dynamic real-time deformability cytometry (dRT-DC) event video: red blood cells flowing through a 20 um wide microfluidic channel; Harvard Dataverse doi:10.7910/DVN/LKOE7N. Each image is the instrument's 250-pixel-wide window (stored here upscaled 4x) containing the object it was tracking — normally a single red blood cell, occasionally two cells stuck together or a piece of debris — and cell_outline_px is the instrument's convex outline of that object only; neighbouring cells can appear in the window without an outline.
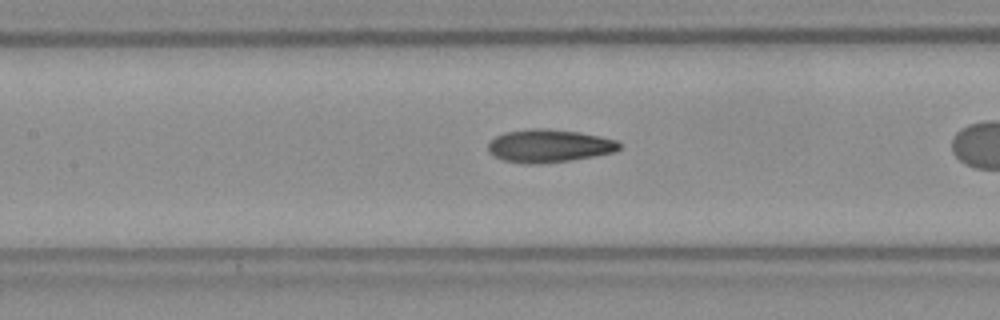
{"species": "Egyptian fruit bat (a non-hibernating species)", "species_latin": "Rousettus aegyptiacus", "temperature_condition": "room temperature", "stored_images_in_passage": 38, "camera_frame_rate_fps": 3000, "um_per_image_px": 0.085, "frame": {"image": 1, "passage_image": 21, "time_ms": 6.667, "image_size_px": [1000, 320], "cell_outline_px": [[620, 148], [616, 152], [568, 160], [540, 164], [524, 164], [504, 160], [496, 156], [488, 148], [488, 144], [496, 136], [504, 132], [532, 128], [548, 128], [576, 132], [600, 136], [616, 140], [620, 144]], "centroid_in_image_um": [46.68, 12.39], "position_along_channel_um": 160.7, "area_um2": 24.97}}
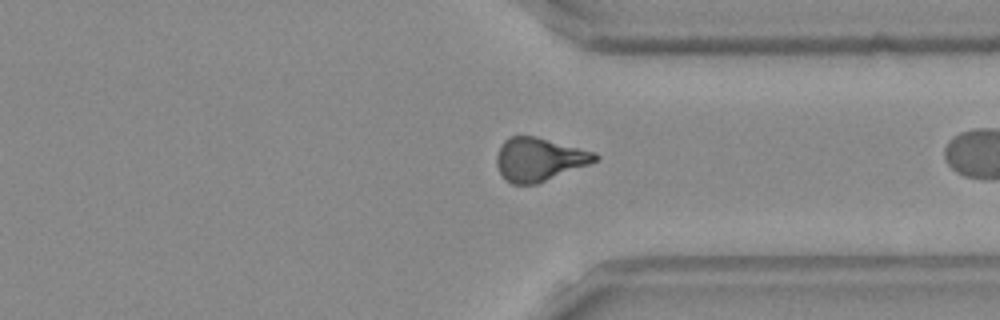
{"frame": {"image": 2, "passage_image": 37, "time_ms": 12.0, "image_size_px": [1000, 320], "cell_outline_px": [[600, 156], [596, 160], [588, 164], [536, 184], [512, 184], [504, 180], [496, 164], [496, 156], [504, 140], [508, 136], [536, 136], [596, 152]], "centroid_in_image_um": [45.8, 13.54], "position_along_channel_um": 365.6, "area_um2": 24.74}}